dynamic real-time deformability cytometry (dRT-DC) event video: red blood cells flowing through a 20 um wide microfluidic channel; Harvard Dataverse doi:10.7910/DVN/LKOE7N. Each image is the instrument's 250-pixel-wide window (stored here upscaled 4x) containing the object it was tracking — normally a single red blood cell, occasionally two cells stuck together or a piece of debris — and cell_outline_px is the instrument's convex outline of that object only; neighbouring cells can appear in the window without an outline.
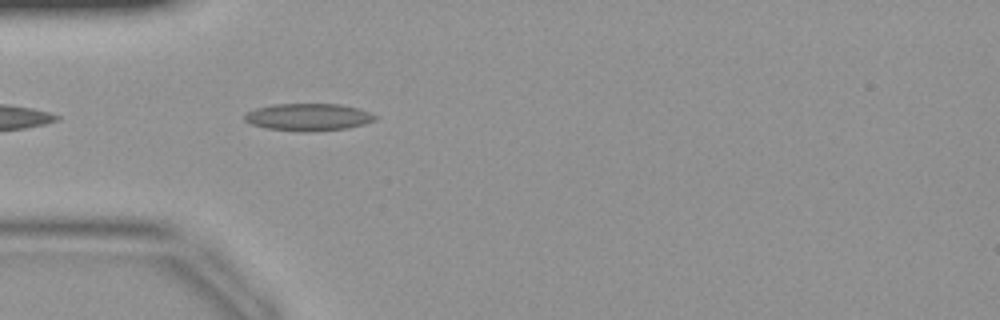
{"species": "common noctule bat (a hibernating species)", "species_latin": "Nyctalus noctula", "temperature_condition": "warm", "stored_images_in_passage": 33, "camera_frame_rate_fps": 3000, "um_per_image_px": 0.085, "animal": {"sex": "female", "body_mass_g": 19.9}, "frame": {"image": 1, "passage_image": 3, "time_ms": 0.667, "image_size_px": [1000, 320], "cell_outline_px": [[380, 116], [376, 120], [364, 124], [348, 128], [308, 132], [300, 132], [264, 128], [252, 124], [244, 120], [244, 116], [248, 112], [256, 108], [272, 104], [340, 104], [360, 108]], "centroid_in_image_um": [26.25, 9.95], "position_along_channel_um": 58.7, "area_um2": 21.04}}
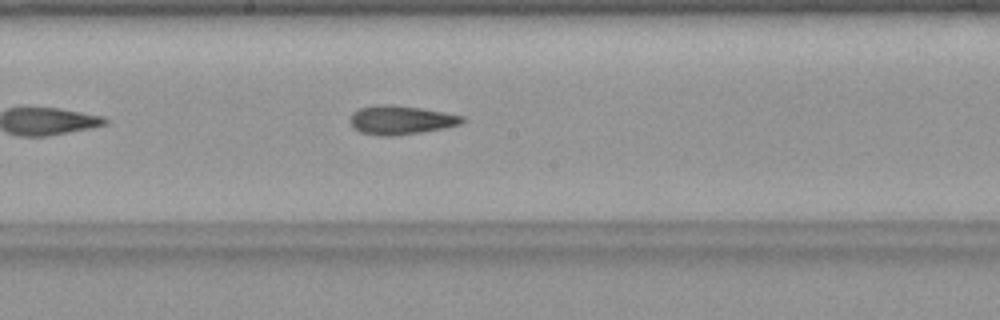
{"frame": {"image": 2, "passage_image": 13, "time_ms": 4.0, "image_size_px": [1000, 320], "cell_outline_px": [[468, 120], [460, 124], [444, 128], [420, 132], [392, 136], [380, 136], [360, 132], [352, 128], [348, 120], [352, 112], [360, 108], [376, 104], [392, 104], [420, 108], [444, 112], [464, 116]], "centroid_in_image_um": [34.04, 10.19], "position_along_channel_um": 214.2, "area_um2": 19.13}}
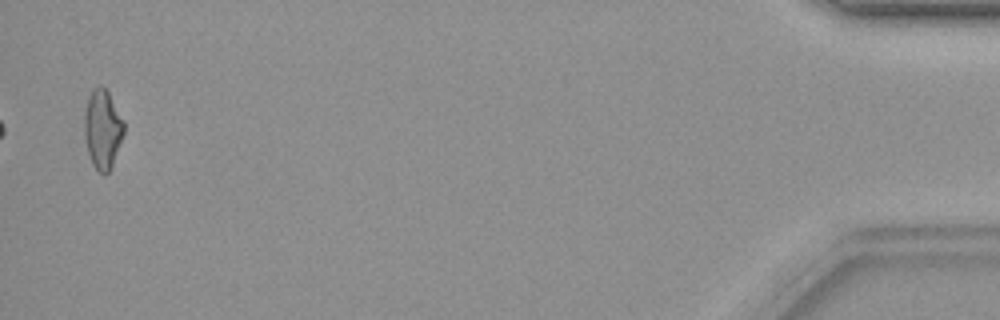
{"frame": {"image": 3, "passage_image": 32, "time_ms": 10.333, "image_size_px": [1000, 320], "cell_outline_px": [[124, 132], [112, 168], [104, 176], [96, 172], [92, 164], [88, 152], [84, 136], [84, 112], [88, 96], [92, 88], [100, 84], [108, 92], [124, 120]], "centroid_in_image_um": [8.71, 11.0], "position_along_channel_um": 426.5, "area_um2": 18.61}}